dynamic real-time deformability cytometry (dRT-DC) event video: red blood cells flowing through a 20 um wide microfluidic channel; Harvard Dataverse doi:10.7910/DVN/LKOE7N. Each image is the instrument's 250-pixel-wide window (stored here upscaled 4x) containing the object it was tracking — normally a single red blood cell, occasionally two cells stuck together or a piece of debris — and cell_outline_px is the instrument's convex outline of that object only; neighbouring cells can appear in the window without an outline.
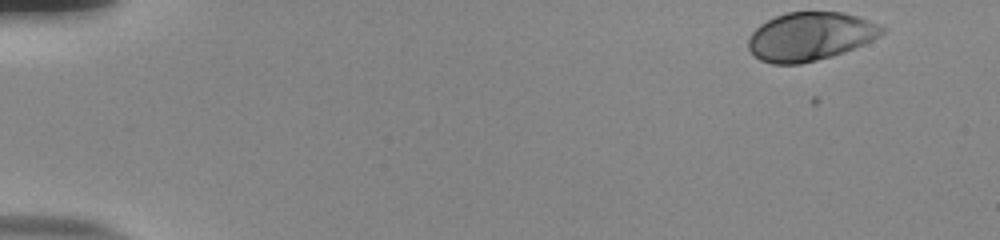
{"species": "human", "species_latin": "Homo sapiens", "temperature_condition": "room temperature", "stored_images_in_passage": 51, "camera_frame_rate_fps": 3000, "um_per_image_px": 0.085, "donor": {"sex": "male"}, "frame": {"image": 1, "passage_image": 1, "time_ms": 0.0, "image_size_px": [1000, 240], "cell_outline_px": [[888, 32], [864, 44], [844, 52], [832, 56], [800, 64], [772, 64], [760, 60], [748, 48], [748, 36], [760, 24], [776, 16], [788, 12], [844, 12], [880, 24], [888, 28]], "centroid_in_image_um": [68.9, 3.09], "position_along_channel_um": 16.1, "area_um2": 37.92}}
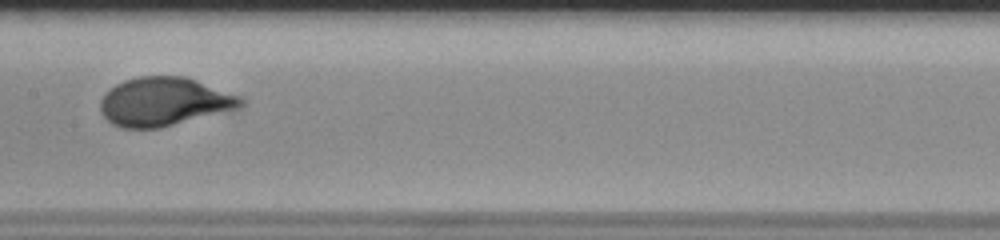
{"frame": {"image": 2, "passage_image": 26, "time_ms": 8.333, "image_size_px": [1000, 240], "cell_outline_px": [[244, 104], [236, 112], [160, 128], [124, 128], [112, 124], [100, 112], [100, 100], [116, 84], [124, 80], [140, 76], [184, 76], [240, 96], [244, 100]], "centroid_in_image_um": [14.04, 8.67], "position_along_channel_um": 193.4, "area_um2": 40.4}}
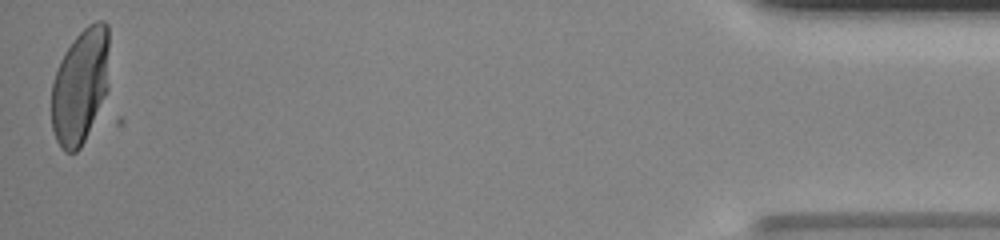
{"frame": {"image": 3, "passage_image": 51, "time_ms": 16.667, "image_size_px": [1000, 240], "cell_outline_px": [[108, 88], [84, 140], [80, 148], [76, 152], [64, 152], [60, 148], [56, 140], [52, 128], [52, 84], [60, 60], [64, 52], [72, 40], [88, 24], [96, 20], [104, 20], [108, 24]], "centroid_in_image_um": [6.81, 7.28], "position_along_channel_um": 428.4, "area_um2": 38.61}, "authors_computed_cell_mechanics": {"area_um2": 38.2636, "velocity_mm_per_s": 3.7784, "shape_relaxation_time_tau1_ms": 3.6362, "shape_relaxation_time_tau2_ms": null, "deformation_change_tau1": 0.1985, "deformation_change_tau2": null}}